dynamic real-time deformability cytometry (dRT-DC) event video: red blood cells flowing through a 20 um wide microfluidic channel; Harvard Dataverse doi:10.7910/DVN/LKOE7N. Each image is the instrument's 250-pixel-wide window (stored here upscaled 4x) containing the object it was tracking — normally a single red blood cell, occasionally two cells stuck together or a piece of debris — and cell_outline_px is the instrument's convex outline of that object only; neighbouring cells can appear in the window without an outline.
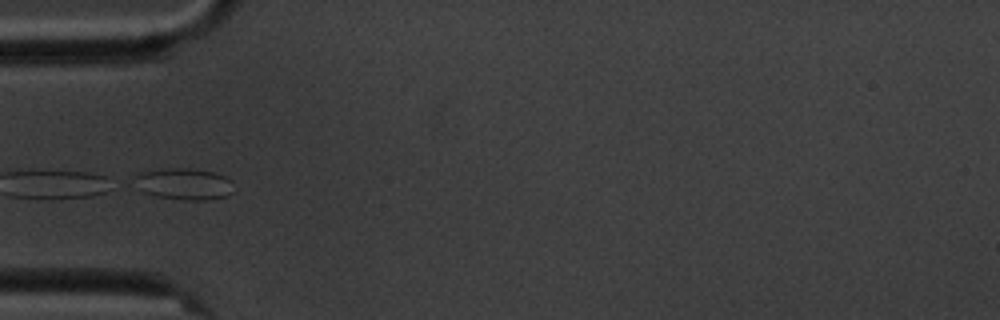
{"species": "common noctule bat (a hibernating species)", "species_latin": "Nyctalus noctula", "temperature_condition": "cold", "stored_images_in_passage": 7, "camera_frame_rate_fps": 3000, "um_per_image_px": 0.085, "animal": {"sex": "male", "body_mass_g": 20.1, "forearm_length_mm": 53.5}, "frame": {"image": 1, "passage_image": 5, "time_ms": 4.667, "image_size_px": [1000, 320], "cell_outline_px": [[232, 192], [228, 196], [208, 200], [184, 200], [152, 196], [128, 184], [136, 172], [168, 168], [188, 168], [212, 172], [224, 176], [232, 180]], "centroid_in_image_um": [15.52, 15.64], "position_along_channel_um": 69.5, "area_um2": 18.9}}
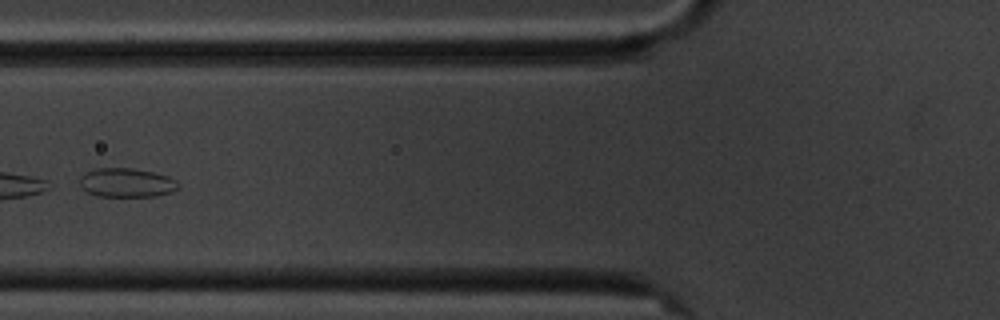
{"frame": {"image": 2, "passage_image": 6, "time_ms": 6.0, "image_size_px": [1000, 320], "cell_outline_px": [[180, 188], [156, 196], [96, 196], [80, 188], [80, 176], [96, 168], [132, 168], [152, 172], [168, 176], [176, 180], [180, 184]], "centroid_in_image_um": [10.76, 15.53], "position_along_channel_um": 115.0, "area_um2": 16.65}}